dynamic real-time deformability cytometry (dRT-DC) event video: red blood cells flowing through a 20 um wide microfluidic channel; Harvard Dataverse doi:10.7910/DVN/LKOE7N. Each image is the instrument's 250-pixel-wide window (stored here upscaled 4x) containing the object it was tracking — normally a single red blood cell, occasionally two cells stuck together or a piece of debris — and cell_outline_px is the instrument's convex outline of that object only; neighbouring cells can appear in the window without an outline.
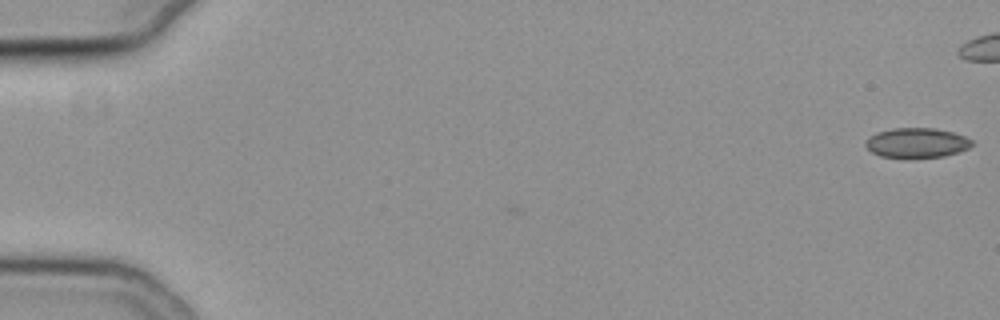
{"species": "common noctule bat (a hibernating species)", "species_latin": "Nyctalus noctula", "temperature_condition": "cold", "stored_images_in_passage": 5, "camera_frame_rate_fps": 3000, "um_per_image_px": 0.085, "animal": {"sex": "female", "body_mass_g": 19.3, "forearm_length_mm": 54.1}, "frame": {"image": 1, "passage_image": 1, "time_ms": 0.0, "image_size_px": [1000, 320], "cell_outline_px": [[976, 144], [968, 148], [944, 156], [880, 156], [872, 152], [864, 144], [864, 140], [868, 136], [876, 132], [892, 128], [936, 128], [952, 132], [964, 136], [972, 140]], "centroid_in_image_um": [77.91, 12.1], "position_along_channel_um": 7.1, "area_um2": 18.21}}